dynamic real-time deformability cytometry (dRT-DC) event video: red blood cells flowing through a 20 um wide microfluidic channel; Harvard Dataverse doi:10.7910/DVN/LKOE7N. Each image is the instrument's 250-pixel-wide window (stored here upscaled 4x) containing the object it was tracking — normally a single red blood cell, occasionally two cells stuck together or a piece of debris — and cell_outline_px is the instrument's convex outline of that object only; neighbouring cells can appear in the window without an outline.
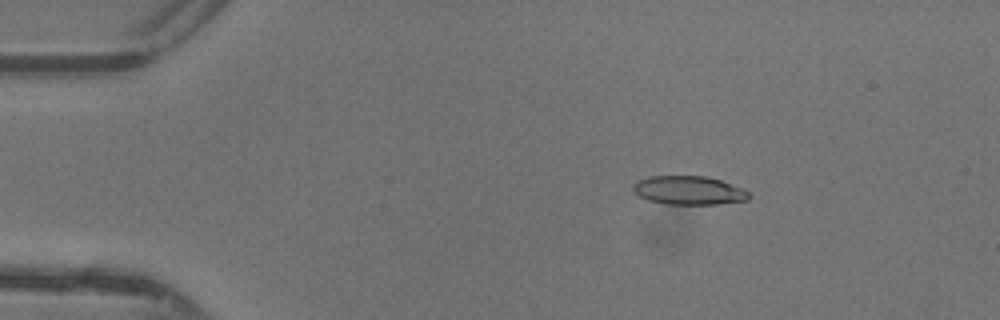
{"species": "common noctule bat (a hibernating species)", "species_latin": "Nyctalus noctula", "temperature_condition": "warm", "stored_images_in_passage": 48, "camera_frame_rate_fps": 3000, "um_per_image_px": 0.085, "animal": {"sex": "female"}, "frame": {"image": 1, "passage_image": 8, "time_ms": 2.333, "image_size_px": [1000, 320], "cell_outline_px": [[752, 196], [748, 200], [716, 204], [664, 204], [648, 200], [640, 196], [632, 188], [632, 184], [636, 180], [648, 176], [708, 176], [720, 180], [740, 188], [748, 192]], "centroid_in_image_um": [58.51, 16.18], "position_along_channel_um": 26.5, "area_um2": 19.36}}
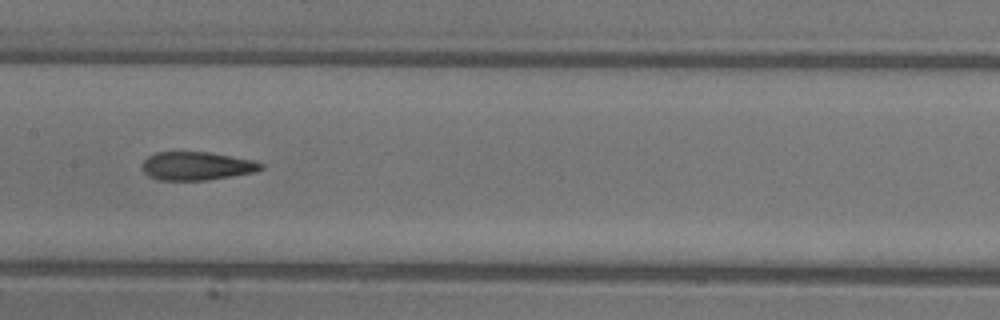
{"frame": {"image": 2, "passage_image": 24, "time_ms": 7.667, "image_size_px": [1000, 320], "cell_outline_px": [[264, 168], [256, 172], [208, 180], [160, 180], [148, 176], [140, 168], [144, 160], [148, 156], [156, 152], [208, 152], [252, 160], [264, 164]], "centroid_in_image_um": [16.7, 14.11], "position_along_channel_um": 190.7, "area_um2": 19.71}}
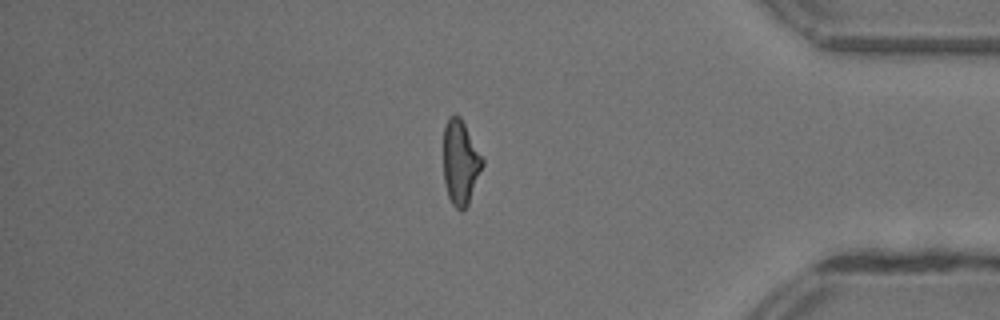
{"frame": {"image": 3, "passage_image": 40, "time_ms": 13.0, "image_size_px": [1000, 320], "cell_outline_px": [[484, 164], [468, 204], [460, 212], [452, 204], [448, 196], [444, 180], [444, 128], [448, 116], [456, 112], [460, 116], [484, 160]], "centroid_in_image_um": [39.13, 13.78], "position_along_channel_um": 396.1, "area_um2": 19.19}, "authors_computed_cell_mechanics": {"area_um2": 19.8254, "velocity_mm_per_s": 4.4207, "shape_relaxation_time_tau1_ms": 8.7816, "shape_relaxation_time_tau2_ms": 1.7229, "deformation_change_tau1": 0.2623, "deformation_change_tau2": 0.1046}}